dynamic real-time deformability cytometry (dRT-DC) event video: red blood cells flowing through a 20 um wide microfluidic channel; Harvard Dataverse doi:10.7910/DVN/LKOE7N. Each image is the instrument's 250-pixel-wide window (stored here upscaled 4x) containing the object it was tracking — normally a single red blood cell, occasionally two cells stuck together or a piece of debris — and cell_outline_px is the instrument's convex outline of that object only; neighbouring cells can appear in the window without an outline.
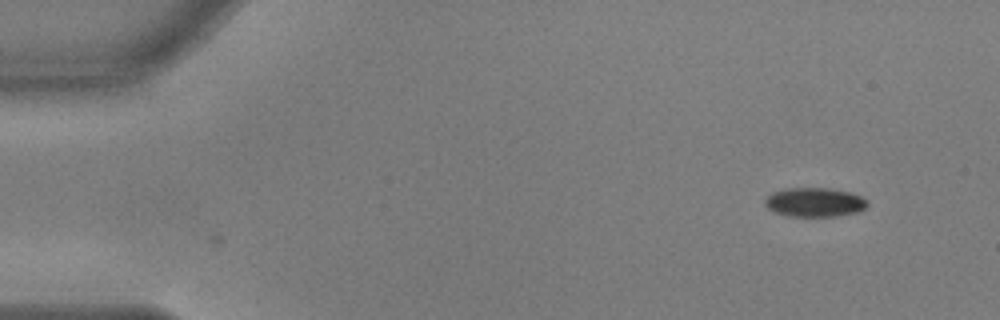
{"species": "common noctule bat (a hibernating species)", "species_latin": "Nyctalus noctula", "temperature_condition": "warm", "stored_images_in_passage": 5, "camera_frame_rate_fps": 3000, "um_per_image_px": 0.085, "animal": {"sex": "male", "body_mass_g": 17.9, "forearm_length_mm": 54.2}, "frame": {"image": 1, "passage_image": 5, "time_ms": 1.333, "image_size_px": [1000, 320], "cell_outline_px": [[868, 204], [864, 208], [856, 212], [836, 216], [788, 216], [776, 212], [768, 208], [764, 204], [764, 200], [772, 192], [788, 188], [828, 188], [852, 192], [868, 200]], "centroid_in_image_um": [69.24, 17.18], "position_along_channel_um": 15.8, "area_um2": 17.34}}